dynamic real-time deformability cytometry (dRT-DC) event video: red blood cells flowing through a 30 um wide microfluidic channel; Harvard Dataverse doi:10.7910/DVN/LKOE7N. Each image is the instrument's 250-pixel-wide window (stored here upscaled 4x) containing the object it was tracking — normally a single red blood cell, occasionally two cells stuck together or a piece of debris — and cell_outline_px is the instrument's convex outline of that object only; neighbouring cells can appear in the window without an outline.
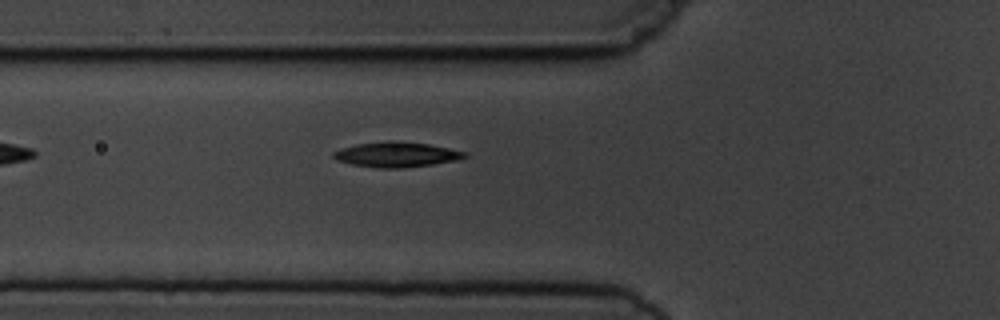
{"species": "common noctule bat (a hibernating species)", "species_latin": "Nyctalus noctula", "temperature_condition": "cold", "stored_images_in_passage": 6, "camera_frame_rate_fps": 3000, "um_per_image_px": 0.085, "animal": {"sex": "male", "body_mass_g": 19.5, "forearm_length_mm": 54.6}, "frame": {"image": 1, "passage_image": 6, "time_ms": 6.0, "image_size_px": [1000, 320], "cell_outline_px": [[468, 156], [456, 160], [432, 164], [400, 168], [380, 168], [352, 164], [336, 160], [332, 156], [332, 152], [340, 148], [356, 144], [388, 140], [396, 140], [428, 144], [468, 152]], "centroid_in_image_um": [33.67, 13.12], "position_along_channel_um": 92.1, "area_um2": 19.25}}